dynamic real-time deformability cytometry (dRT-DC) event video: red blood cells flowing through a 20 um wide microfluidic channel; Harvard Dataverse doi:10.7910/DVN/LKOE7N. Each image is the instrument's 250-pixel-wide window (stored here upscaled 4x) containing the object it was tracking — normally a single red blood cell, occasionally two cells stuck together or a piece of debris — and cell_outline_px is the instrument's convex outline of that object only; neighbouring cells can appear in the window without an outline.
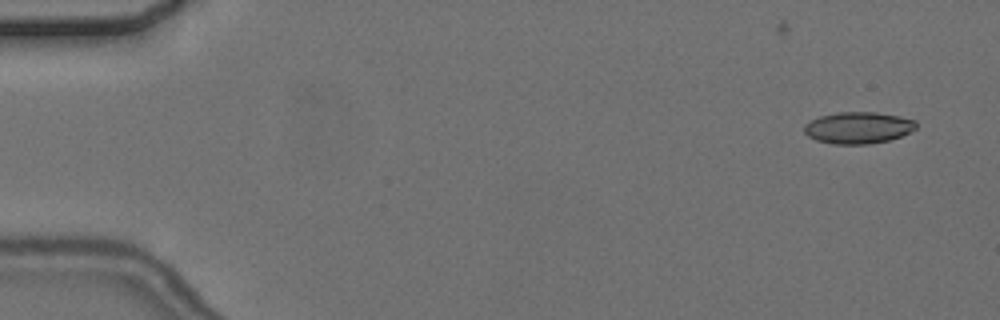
{"species": "common noctule bat (a hibernating species)", "species_latin": "Nyctalus noctula", "temperature_condition": "cold", "stored_images_in_passage": 5, "camera_frame_rate_fps": 3000, "um_per_image_px": 0.085, "animal": {"sex": "female", "body_mass_g": 24.6, "forearm_length_mm": 56.2}, "frame": {"image": 1, "passage_image": 1, "time_ms": 0.0, "image_size_px": [1000, 320], "cell_outline_px": [[916, 128], [900, 136], [888, 140], [868, 144], [832, 144], [816, 140], [808, 136], [804, 132], [804, 124], [820, 116], [836, 112], [876, 112], [900, 116], [916, 120]], "centroid_in_image_um": [72.93, 10.85], "position_along_channel_um": 12.1, "area_um2": 20.63}}